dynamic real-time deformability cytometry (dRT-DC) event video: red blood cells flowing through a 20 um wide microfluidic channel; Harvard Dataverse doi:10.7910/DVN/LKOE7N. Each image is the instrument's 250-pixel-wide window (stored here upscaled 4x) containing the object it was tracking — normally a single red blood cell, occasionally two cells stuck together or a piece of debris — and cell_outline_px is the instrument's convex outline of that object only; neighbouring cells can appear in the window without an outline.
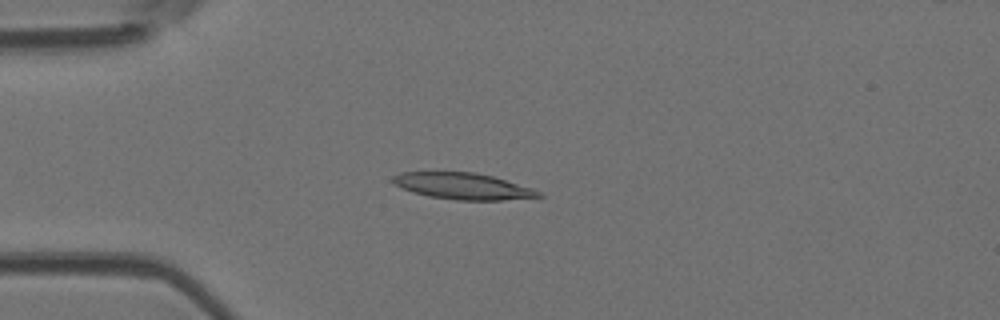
{"species": "Egyptian fruit bat (a non-hibernating species)", "species_latin": "Rousettus aegyptiacus", "temperature_condition": "room temperature", "stored_images_in_passage": 3, "camera_frame_rate_fps": 3000, "um_per_image_px": 0.085, "animal": {"sex": "female"}, "frame": {"image": 1, "passage_image": 3, "time_ms": 2.333, "image_size_px": [1000, 320], "cell_outline_px": [[544, 196], [500, 200], [456, 200], [428, 196], [412, 192], [396, 184], [392, 180], [392, 176], [400, 172], [476, 172], [492, 176], [532, 188], [540, 192]], "centroid_in_image_um": [39.33, 15.82], "position_along_channel_um": 45.7, "area_um2": 22.2}}